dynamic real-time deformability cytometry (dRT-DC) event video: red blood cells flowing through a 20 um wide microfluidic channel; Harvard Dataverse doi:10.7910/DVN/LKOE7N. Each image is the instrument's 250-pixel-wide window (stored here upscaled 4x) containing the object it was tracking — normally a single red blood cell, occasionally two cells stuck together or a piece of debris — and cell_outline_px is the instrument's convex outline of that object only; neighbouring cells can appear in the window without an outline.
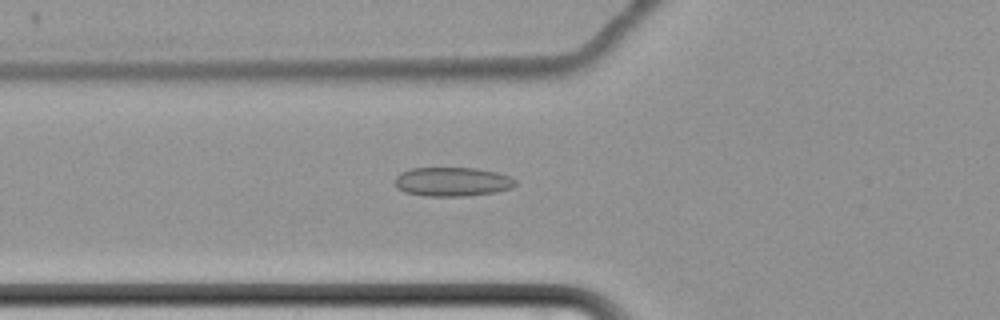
{"species": "common noctule bat (a hibernating species)", "species_latin": "Nyctalus noctula", "temperature_condition": "cold", "stored_images_in_passage": 36, "camera_frame_rate_fps": 3000, "um_per_image_px": 0.085, "animal": {"sex": "female", "body_mass_g": 22.7, "forearm_length_mm": 54.2}, "frame": {"image": 1, "passage_image": 26, "time_ms": 8.333, "image_size_px": [1000, 320], "cell_outline_px": [[516, 184], [512, 188], [496, 192], [464, 196], [424, 196], [404, 192], [396, 188], [396, 176], [400, 172], [412, 168], [476, 168], [496, 172], [508, 176], [516, 180]], "centroid_in_image_um": [38.43, 15.45], "position_along_channel_um": 87.4, "area_um2": 20.46}}
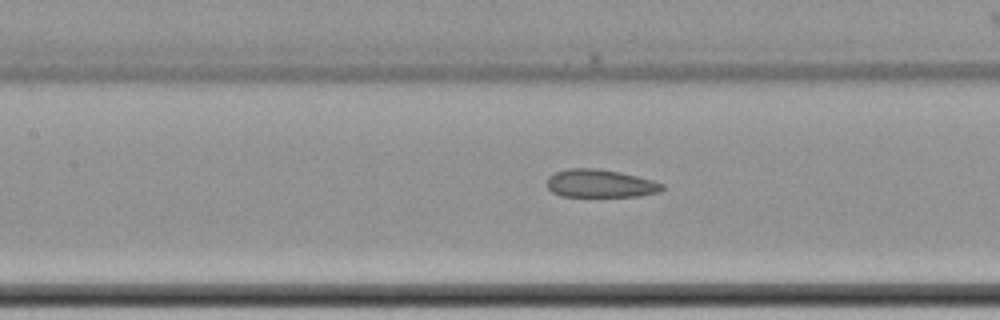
{"frame": {"image": 2, "passage_image": 32, "time_ms": 10.333, "image_size_px": [1000, 320], "cell_outline_px": [[664, 188], [660, 192], [640, 196], [560, 196], [552, 192], [548, 188], [548, 176], [556, 172], [568, 168], [596, 168], [620, 172], [652, 180], [664, 184]], "centroid_in_image_um": [51.03, 15.6], "position_along_channel_um": 156.4, "area_um2": 18.79}}
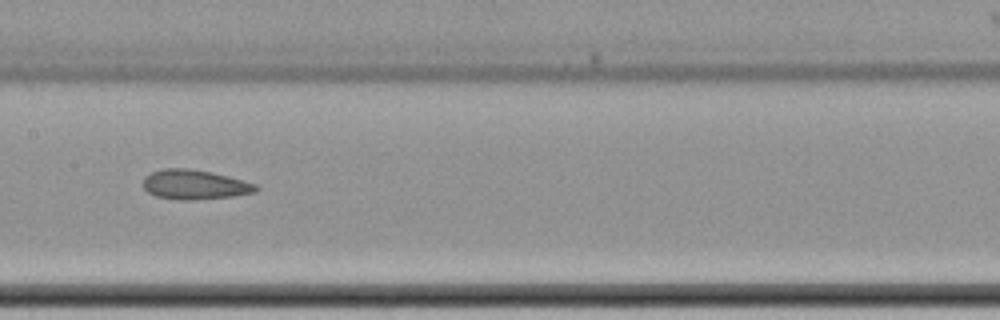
{"frame": {"image": 3, "passage_image": 35, "time_ms": 11.333, "image_size_px": [1000, 320], "cell_outline_px": [[260, 188], [256, 192], [232, 196], [192, 200], [180, 200], [156, 196], [148, 192], [144, 188], [144, 176], [152, 172], [164, 168], [188, 168], [212, 172], [244, 180], [256, 184]], "centroid_in_image_um": [16.56, 15.69], "position_along_channel_um": 190.8, "area_um2": 19.48}}